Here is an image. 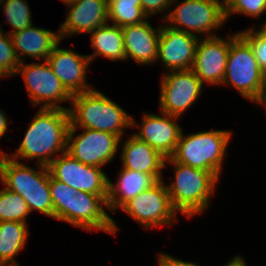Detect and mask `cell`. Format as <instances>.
I'll use <instances>...</instances> for the list:
<instances>
[{"label": "cell", "mask_w": 266, "mask_h": 266, "mask_svg": "<svg viewBox=\"0 0 266 266\" xmlns=\"http://www.w3.org/2000/svg\"><path fill=\"white\" fill-rule=\"evenodd\" d=\"M264 83H265V87H266V72H264Z\"/></svg>", "instance_id": "f35d334b"}, {"label": "cell", "mask_w": 266, "mask_h": 266, "mask_svg": "<svg viewBox=\"0 0 266 266\" xmlns=\"http://www.w3.org/2000/svg\"><path fill=\"white\" fill-rule=\"evenodd\" d=\"M230 137L231 133L223 130L197 132L187 136L181 133L170 158L192 168L210 171L219 179Z\"/></svg>", "instance_id": "5b68a950"}, {"label": "cell", "mask_w": 266, "mask_h": 266, "mask_svg": "<svg viewBox=\"0 0 266 266\" xmlns=\"http://www.w3.org/2000/svg\"><path fill=\"white\" fill-rule=\"evenodd\" d=\"M11 37L20 63L26 55L34 59L47 60L53 48L61 41L59 33L33 25L11 34Z\"/></svg>", "instance_id": "44dd1931"}, {"label": "cell", "mask_w": 266, "mask_h": 266, "mask_svg": "<svg viewBox=\"0 0 266 266\" xmlns=\"http://www.w3.org/2000/svg\"><path fill=\"white\" fill-rule=\"evenodd\" d=\"M70 125L67 109L40 108L31 120L24 139L12 159L36 158L38 164L48 166L57 157L56 153L66 152Z\"/></svg>", "instance_id": "6da1fadb"}, {"label": "cell", "mask_w": 266, "mask_h": 266, "mask_svg": "<svg viewBox=\"0 0 266 266\" xmlns=\"http://www.w3.org/2000/svg\"><path fill=\"white\" fill-rule=\"evenodd\" d=\"M91 46L94 54L89 58L92 61L95 56H104L112 61L126 60L122 28L117 25H108L96 28L91 32Z\"/></svg>", "instance_id": "603a6c76"}, {"label": "cell", "mask_w": 266, "mask_h": 266, "mask_svg": "<svg viewBox=\"0 0 266 266\" xmlns=\"http://www.w3.org/2000/svg\"><path fill=\"white\" fill-rule=\"evenodd\" d=\"M258 104H263L266 107V89L264 90V92L262 94H260L258 96V98L254 101Z\"/></svg>", "instance_id": "d590c367"}, {"label": "cell", "mask_w": 266, "mask_h": 266, "mask_svg": "<svg viewBox=\"0 0 266 266\" xmlns=\"http://www.w3.org/2000/svg\"><path fill=\"white\" fill-rule=\"evenodd\" d=\"M1 5L7 24L13 28L12 32H7L9 35L32 26L31 11L26 0H5Z\"/></svg>", "instance_id": "83f0119b"}, {"label": "cell", "mask_w": 266, "mask_h": 266, "mask_svg": "<svg viewBox=\"0 0 266 266\" xmlns=\"http://www.w3.org/2000/svg\"><path fill=\"white\" fill-rule=\"evenodd\" d=\"M199 38L168 25L161 26L157 58L168 71L189 70L193 66Z\"/></svg>", "instance_id": "5bb4252c"}, {"label": "cell", "mask_w": 266, "mask_h": 266, "mask_svg": "<svg viewBox=\"0 0 266 266\" xmlns=\"http://www.w3.org/2000/svg\"><path fill=\"white\" fill-rule=\"evenodd\" d=\"M238 33L251 45L260 69L266 72V34L261 29H248Z\"/></svg>", "instance_id": "4dcf8cb0"}, {"label": "cell", "mask_w": 266, "mask_h": 266, "mask_svg": "<svg viewBox=\"0 0 266 266\" xmlns=\"http://www.w3.org/2000/svg\"><path fill=\"white\" fill-rule=\"evenodd\" d=\"M102 206L107 208V202L100 195L77 191L71 202V224L87 231L93 228L115 235L118 227Z\"/></svg>", "instance_id": "ac0fdd59"}, {"label": "cell", "mask_w": 266, "mask_h": 266, "mask_svg": "<svg viewBox=\"0 0 266 266\" xmlns=\"http://www.w3.org/2000/svg\"><path fill=\"white\" fill-rule=\"evenodd\" d=\"M7 117L6 115L0 110V137L4 136L6 133V130L8 129V123H7Z\"/></svg>", "instance_id": "836d02e7"}, {"label": "cell", "mask_w": 266, "mask_h": 266, "mask_svg": "<svg viewBox=\"0 0 266 266\" xmlns=\"http://www.w3.org/2000/svg\"><path fill=\"white\" fill-rule=\"evenodd\" d=\"M120 209L147 229L164 224L172 225L176 213L162 180L125 202Z\"/></svg>", "instance_id": "30bf717a"}, {"label": "cell", "mask_w": 266, "mask_h": 266, "mask_svg": "<svg viewBox=\"0 0 266 266\" xmlns=\"http://www.w3.org/2000/svg\"><path fill=\"white\" fill-rule=\"evenodd\" d=\"M47 62L72 95L92 90L91 86L86 84L85 76L91 62L88 55L78 54L72 49H61L57 44L48 56Z\"/></svg>", "instance_id": "9a60e30c"}, {"label": "cell", "mask_w": 266, "mask_h": 266, "mask_svg": "<svg viewBox=\"0 0 266 266\" xmlns=\"http://www.w3.org/2000/svg\"><path fill=\"white\" fill-rule=\"evenodd\" d=\"M226 83L253 102L266 89L264 72L258 65L253 49L239 33L230 36V51L222 81V84Z\"/></svg>", "instance_id": "8992f818"}, {"label": "cell", "mask_w": 266, "mask_h": 266, "mask_svg": "<svg viewBox=\"0 0 266 266\" xmlns=\"http://www.w3.org/2000/svg\"><path fill=\"white\" fill-rule=\"evenodd\" d=\"M62 2L66 3V5L71 4L74 0H61Z\"/></svg>", "instance_id": "8d00e7d4"}, {"label": "cell", "mask_w": 266, "mask_h": 266, "mask_svg": "<svg viewBox=\"0 0 266 266\" xmlns=\"http://www.w3.org/2000/svg\"><path fill=\"white\" fill-rule=\"evenodd\" d=\"M21 73L33 105L43 103L41 108L67 109L57 103L72 100V94L65 88L59 78L54 74L47 60L44 64L21 62L16 74ZM46 102V103H45Z\"/></svg>", "instance_id": "ba28073f"}, {"label": "cell", "mask_w": 266, "mask_h": 266, "mask_svg": "<svg viewBox=\"0 0 266 266\" xmlns=\"http://www.w3.org/2000/svg\"><path fill=\"white\" fill-rule=\"evenodd\" d=\"M83 129L85 132L74 137L77 128H69L66 152L85 165H106L114 158L121 139L109 132Z\"/></svg>", "instance_id": "8fae6325"}, {"label": "cell", "mask_w": 266, "mask_h": 266, "mask_svg": "<svg viewBox=\"0 0 266 266\" xmlns=\"http://www.w3.org/2000/svg\"><path fill=\"white\" fill-rule=\"evenodd\" d=\"M266 11V0H225V19L233 13L259 17Z\"/></svg>", "instance_id": "f546056e"}, {"label": "cell", "mask_w": 266, "mask_h": 266, "mask_svg": "<svg viewBox=\"0 0 266 266\" xmlns=\"http://www.w3.org/2000/svg\"><path fill=\"white\" fill-rule=\"evenodd\" d=\"M69 108L70 128L105 131L122 139L123 129L135 127L133 121L119 105L94 89L72 96Z\"/></svg>", "instance_id": "7a4b0ae2"}, {"label": "cell", "mask_w": 266, "mask_h": 266, "mask_svg": "<svg viewBox=\"0 0 266 266\" xmlns=\"http://www.w3.org/2000/svg\"><path fill=\"white\" fill-rule=\"evenodd\" d=\"M163 116L145 114L139 133L133 134L145 141L165 158H170L175 151L181 128L176 122L179 117L161 112Z\"/></svg>", "instance_id": "2e32d148"}, {"label": "cell", "mask_w": 266, "mask_h": 266, "mask_svg": "<svg viewBox=\"0 0 266 266\" xmlns=\"http://www.w3.org/2000/svg\"><path fill=\"white\" fill-rule=\"evenodd\" d=\"M159 266H198L192 262H184L167 254H159Z\"/></svg>", "instance_id": "d6a6232c"}, {"label": "cell", "mask_w": 266, "mask_h": 266, "mask_svg": "<svg viewBox=\"0 0 266 266\" xmlns=\"http://www.w3.org/2000/svg\"><path fill=\"white\" fill-rule=\"evenodd\" d=\"M50 174L76 191L100 195L106 202L109 198V179L100 167L89 166L64 152L48 166Z\"/></svg>", "instance_id": "9c48e42d"}, {"label": "cell", "mask_w": 266, "mask_h": 266, "mask_svg": "<svg viewBox=\"0 0 266 266\" xmlns=\"http://www.w3.org/2000/svg\"><path fill=\"white\" fill-rule=\"evenodd\" d=\"M161 79L160 111L172 116L180 117L203 91L191 69L169 71Z\"/></svg>", "instance_id": "7c38bea8"}, {"label": "cell", "mask_w": 266, "mask_h": 266, "mask_svg": "<svg viewBox=\"0 0 266 266\" xmlns=\"http://www.w3.org/2000/svg\"><path fill=\"white\" fill-rule=\"evenodd\" d=\"M118 176L116 186L109 181L107 208L113 212L125 202L138 196L143 190L150 188L157 182L151 175L124 168L120 170Z\"/></svg>", "instance_id": "7402d4cb"}, {"label": "cell", "mask_w": 266, "mask_h": 266, "mask_svg": "<svg viewBox=\"0 0 266 266\" xmlns=\"http://www.w3.org/2000/svg\"><path fill=\"white\" fill-rule=\"evenodd\" d=\"M175 169V182L166 185L172 207L187 217L203 212L209 205L218 178L210 171L192 168L166 158Z\"/></svg>", "instance_id": "277c9868"}, {"label": "cell", "mask_w": 266, "mask_h": 266, "mask_svg": "<svg viewBox=\"0 0 266 266\" xmlns=\"http://www.w3.org/2000/svg\"><path fill=\"white\" fill-rule=\"evenodd\" d=\"M261 30L266 34V22H265V24L263 25V27L261 28Z\"/></svg>", "instance_id": "74e56055"}, {"label": "cell", "mask_w": 266, "mask_h": 266, "mask_svg": "<svg viewBox=\"0 0 266 266\" xmlns=\"http://www.w3.org/2000/svg\"><path fill=\"white\" fill-rule=\"evenodd\" d=\"M225 266H247L244 259L240 256H235L232 260Z\"/></svg>", "instance_id": "e575fe53"}, {"label": "cell", "mask_w": 266, "mask_h": 266, "mask_svg": "<svg viewBox=\"0 0 266 266\" xmlns=\"http://www.w3.org/2000/svg\"><path fill=\"white\" fill-rule=\"evenodd\" d=\"M3 33L0 29V78L16 75L20 61L16 55L11 35Z\"/></svg>", "instance_id": "f1b7e54d"}, {"label": "cell", "mask_w": 266, "mask_h": 266, "mask_svg": "<svg viewBox=\"0 0 266 266\" xmlns=\"http://www.w3.org/2000/svg\"><path fill=\"white\" fill-rule=\"evenodd\" d=\"M30 214L24 198L6 188L0 190V221H16L26 223Z\"/></svg>", "instance_id": "4316f807"}, {"label": "cell", "mask_w": 266, "mask_h": 266, "mask_svg": "<svg viewBox=\"0 0 266 266\" xmlns=\"http://www.w3.org/2000/svg\"><path fill=\"white\" fill-rule=\"evenodd\" d=\"M58 31L61 40L76 33H91L108 22V0H74Z\"/></svg>", "instance_id": "e0dca14e"}, {"label": "cell", "mask_w": 266, "mask_h": 266, "mask_svg": "<svg viewBox=\"0 0 266 266\" xmlns=\"http://www.w3.org/2000/svg\"><path fill=\"white\" fill-rule=\"evenodd\" d=\"M0 152V180L5 188L21 195L30 213L35 209L53 218L48 167L37 163L40 172L35 171Z\"/></svg>", "instance_id": "3957f363"}, {"label": "cell", "mask_w": 266, "mask_h": 266, "mask_svg": "<svg viewBox=\"0 0 266 266\" xmlns=\"http://www.w3.org/2000/svg\"><path fill=\"white\" fill-rule=\"evenodd\" d=\"M164 18L172 22L169 27L173 29L187 33L193 31L194 35L195 32L206 33V37L216 36L210 34L214 29L222 27L226 21L225 0L222 2L219 0H185Z\"/></svg>", "instance_id": "52a82bcc"}, {"label": "cell", "mask_w": 266, "mask_h": 266, "mask_svg": "<svg viewBox=\"0 0 266 266\" xmlns=\"http://www.w3.org/2000/svg\"><path fill=\"white\" fill-rule=\"evenodd\" d=\"M177 0H141V9L147 17L165 11Z\"/></svg>", "instance_id": "1f68e13d"}, {"label": "cell", "mask_w": 266, "mask_h": 266, "mask_svg": "<svg viewBox=\"0 0 266 266\" xmlns=\"http://www.w3.org/2000/svg\"><path fill=\"white\" fill-rule=\"evenodd\" d=\"M141 0H108V19L121 28L146 21Z\"/></svg>", "instance_id": "d4e9b609"}, {"label": "cell", "mask_w": 266, "mask_h": 266, "mask_svg": "<svg viewBox=\"0 0 266 266\" xmlns=\"http://www.w3.org/2000/svg\"><path fill=\"white\" fill-rule=\"evenodd\" d=\"M122 150L123 168L151 175L156 181L162 180L165 157L145 141L132 135L124 141Z\"/></svg>", "instance_id": "ffe728a7"}, {"label": "cell", "mask_w": 266, "mask_h": 266, "mask_svg": "<svg viewBox=\"0 0 266 266\" xmlns=\"http://www.w3.org/2000/svg\"><path fill=\"white\" fill-rule=\"evenodd\" d=\"M126 59L149 65L158 60V45L161 27L153 29L148 21L122 27Z\"/></svg>", "instance_id": "d6986e66"}, {"label": "cell", "mask_w": 266, "mask_h": 266, "mask_svg": "<svg viewBox=\"0 0 266 266\" xmlns=\"http://www.w3.org/2000/svg\"><path fill=\"white\" fill-rule=\"evenodd\" d=\"M49 188L53 203V218L71 224V202L77 191L55 179L49 172Z\"/></svg>", "instance_id": "484cf974"}, {"label": "cell", "mask_w": 266, "mask_h": 266, "mask_svg": "<svg viewBox=\"0 0 266 266\" xmlns=\"http://www.w3.org/2000/svg\"><path fill=\"white\" fill-rule=\"evenodd\" d=\"M30 233L26 223L0 221V266H20L14 259Z\"/></svg>", "instance_id": "cb8c5ba5"}, {"label": "cell", "mask_w": 266, "mask_h": 266, "mask_svg": "<svg viewBox=\"0 0 266 266\" xmlns=\"http://www.w3.org/2000/svg\"><path fill=\"white\" fill-rule=\"evenodd\" d=\"M230 51V36L228 40L216 36L200 39L191 70L204 84H222L228 54Z\"/></svg>", "instance_id": "4fadbf2b"}]
</instances>
